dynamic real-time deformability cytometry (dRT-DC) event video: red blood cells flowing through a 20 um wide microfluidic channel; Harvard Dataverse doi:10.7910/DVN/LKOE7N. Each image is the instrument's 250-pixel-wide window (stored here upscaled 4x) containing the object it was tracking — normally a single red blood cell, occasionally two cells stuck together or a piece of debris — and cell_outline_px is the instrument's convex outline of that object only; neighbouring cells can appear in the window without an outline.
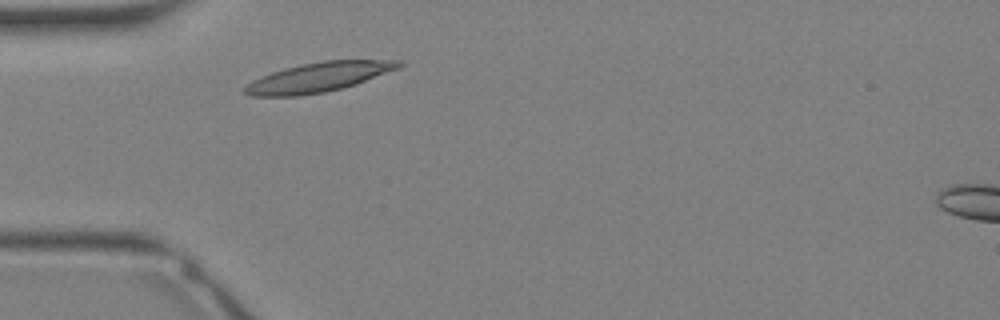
{"species": "Egyptian fruit bat (a non-hibernating species)", "species_latin": "Rousettus aegyptiacus", "temperature_condition": "warm", "stored_images_in_passage": 27, "camera_frame_rate_fps": 3000, "um_per_image_px": 0.085, "animal": {"sex": "female"}, "frame": {"image": 1, "passage_image": 3, "time_ms": 0.667, "image_size_px": [1000, 320], "cell_outline_px": [[404, 64], [400, 68], [356, 84], [344, 88], [324, 92], [296, 96], [252, 96], [240, 92], [240, 88], [252, 80], [272, 72], [284, 68], [300, 64], [324, 60], [404, 60]], "centroid_in_image_um": [27.06, 6.56], "position_along_channel_um": 57.9, "area_um2": 26.82}}
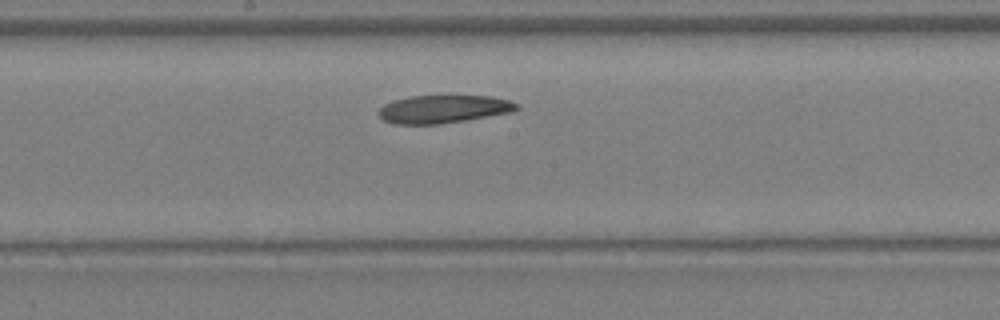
{"frame": {"image": 2, "passage_image": 11, "time_ms": 3.333, "image_size_px": [1000, 320], "cell_outline_px": [[520, 108], [516, 112], [468, 120], [440, 124], [396, 124], [384, 120], [380, 116], [380, 108], [384, 104], [392, 100], [412, 96], [492, 96], [508, 100], [520, 104]], "centroid_in_image_um": [37.78, 9.27], "position_along_channel_um": 210.4, "area_um2": 22.72}}
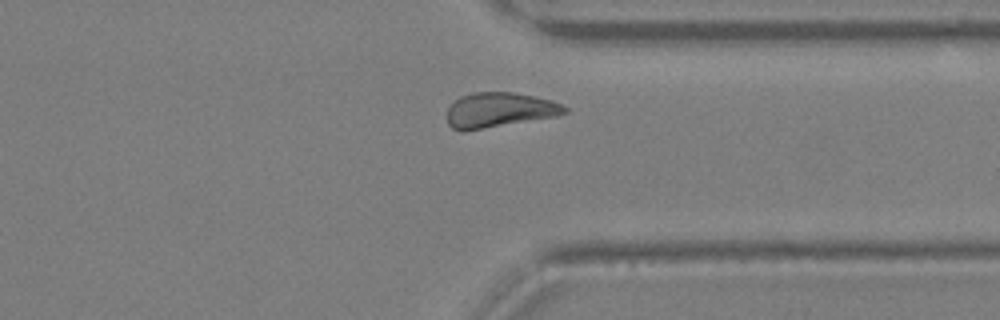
{"frame": {"image": 3, "passage_image": 19, "time_ms": 6.0, "image_size_px": [1000, 320], "cell_outline_px": [[568, 112], [556, 116], [464, 132], [460, 132], [452, 128], [448, 124], [448, 108], [460, 96], [472, 92], [512, 92], [532, 96], [548, 100], [560, 104], [568, 108]], "centroid_in_image_um": [42.4, 9.36], "position_along_channel_um": 369.0, "area_um2": 23.81}}